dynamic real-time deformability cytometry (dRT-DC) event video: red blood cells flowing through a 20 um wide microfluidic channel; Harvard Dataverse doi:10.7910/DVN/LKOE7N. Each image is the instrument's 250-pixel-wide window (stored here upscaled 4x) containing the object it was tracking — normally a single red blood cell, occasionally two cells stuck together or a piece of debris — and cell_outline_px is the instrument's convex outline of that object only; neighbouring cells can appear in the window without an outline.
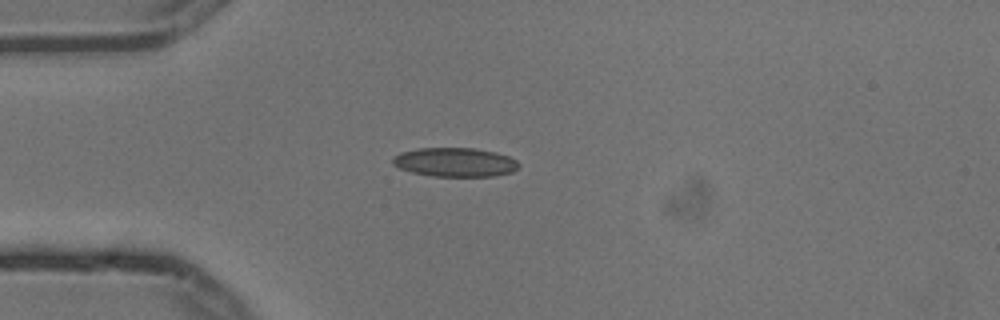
{"species": "common noctule bat (a hibernating species)", "species_latin": "Nyctalus noctula", "temperature_condition": "cold", "stored_images_in_passage": 1, "camera_frame_rate_fps": 3000, "um_per_image_px": 0.085, "animal": {"sex": "male", "body_mass_g": 13.3}, "frame": {"image": 1, "passage_image": 1, "time_ms": 0.0, "image_size_px": [1000, 320], "cell_outline_px": [[520, 164], [512, 172], [496, 176], [432, 176], [412, 172], [400, 168], [392, 164], [392, 156], [400, 152], [416, 148], [476, 148], [496, 152], [508, 156], [516, 160]], "centroid_in_image_um": [38.65, 13.78], "position_along_channel_um": 46.3, "area_um2": 21.44}}